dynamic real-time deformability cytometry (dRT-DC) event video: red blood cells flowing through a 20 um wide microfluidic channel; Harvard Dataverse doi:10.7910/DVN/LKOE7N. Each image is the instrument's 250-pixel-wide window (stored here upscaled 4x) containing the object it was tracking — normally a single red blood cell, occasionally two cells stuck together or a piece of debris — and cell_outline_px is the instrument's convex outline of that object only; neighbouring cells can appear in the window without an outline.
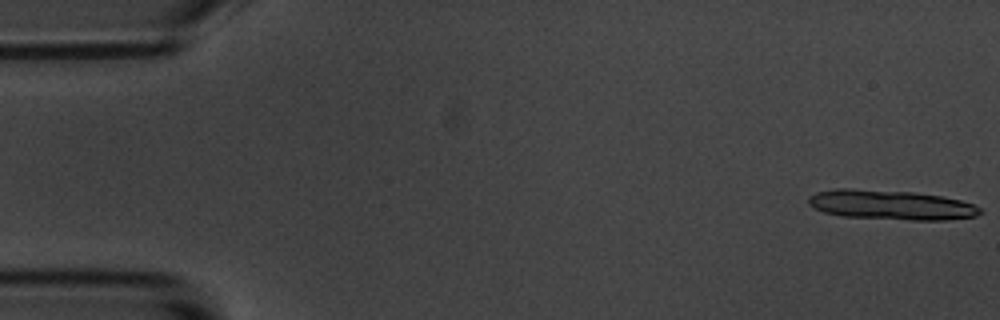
{"species": "common noctule bat (a hibernating species)", "species_latin": "Nyctalus noctula", "temperature_condition": "room temperature", "stored_images_in_passage": 5, "camera_frame_rate_fps": 3000, "um_per_image_px": 0.085, "animal": {"sex": "male", "body_mass_g": 20.1, "forearm_length_mm": 53.5}, "frame": {"image": 1, "passage_image": 1, "time_ms": 0.0, "image_size_px": [1000, 320], "cell_outline_px": [[984, 212], [976, 216], [944, 220], [908, 220], [840, 216], [824, 212], [808, 204], [808, 196], [816, 192], [836, 188], [852, 188], [912, 192], [940, 196], [960, 200], [972, 204], [980, 208]], "centroid_in_image_um": [75.71, 17.41], "position_along_channel_um": 9.3, "area_um2": 29.77}}
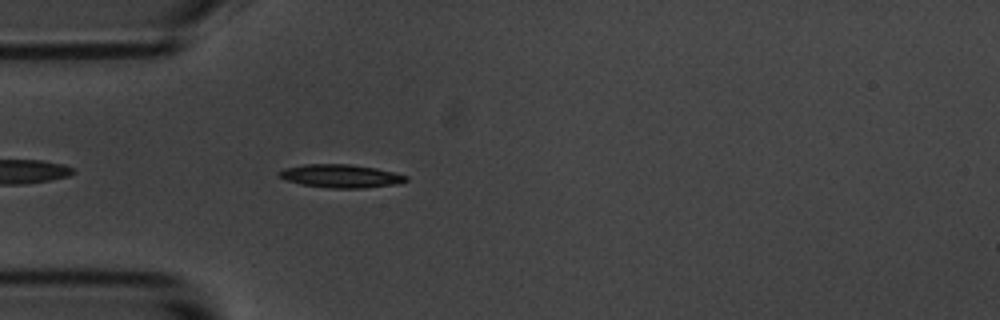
{"frame": {"image": 2, "passage_image": 5, "time_ms": 5.333, "image_size_px": [1000, 320], "cell_outline_px": [[408, 180], [396, 184], [364, 188], [328, 188], [300, 184], [288, 180], [280, 176], [276, 172], [284, 168], [304, 164], [348, 164], [376, 168], [408, 176]], "centroid_in_image_um": [28.95, 14.96], "position_along_channel_um": 56.1, "area_um2": 17.11}}